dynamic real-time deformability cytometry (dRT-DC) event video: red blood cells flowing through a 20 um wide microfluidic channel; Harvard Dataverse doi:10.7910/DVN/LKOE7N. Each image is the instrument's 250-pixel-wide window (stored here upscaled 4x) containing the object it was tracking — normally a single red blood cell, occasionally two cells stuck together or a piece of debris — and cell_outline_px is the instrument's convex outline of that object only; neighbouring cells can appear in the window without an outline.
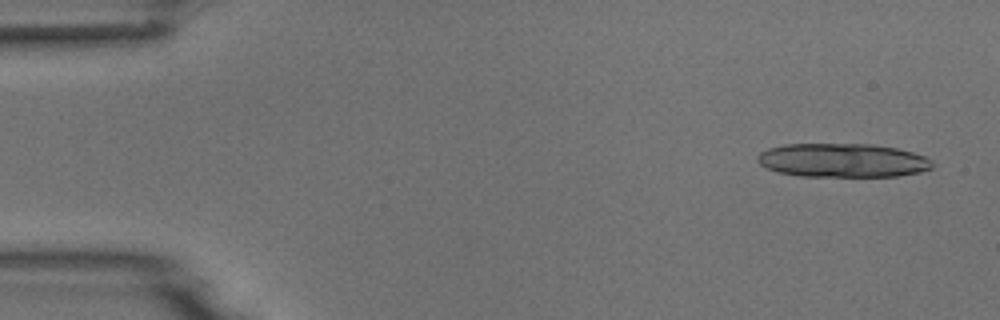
{"species": "common noctule bat (a hibernating species)", "species_latin": "Nyctalus noctula", "temperature_condition": "room temperature", "stored_images_in_passage": 15, "camera_frame_rate_fps": 3000, "um_per_image_px": 0.085, "animal": {"sex": "male", "body_mass_g": 18.8}, "frame": {"image": 1, "passage_image": 3, "time_ms": 0.667, "image_size_px": [1000, 320], "cell_outline_px": [[936, 164], [932, 168], [920, 172], [896, 176], [800, 176], [776, 172], [760, 164], [756, 160], [756, 156], [760, 152], [768, 148], [784, 144], [872, 144], [896, 148], [912, 152], [924, 156], [932, 160]], "centroid_in_image_um": [71.62, 13.63], "position_along_channel_um": 13.4, "area_um2": 34.68}}